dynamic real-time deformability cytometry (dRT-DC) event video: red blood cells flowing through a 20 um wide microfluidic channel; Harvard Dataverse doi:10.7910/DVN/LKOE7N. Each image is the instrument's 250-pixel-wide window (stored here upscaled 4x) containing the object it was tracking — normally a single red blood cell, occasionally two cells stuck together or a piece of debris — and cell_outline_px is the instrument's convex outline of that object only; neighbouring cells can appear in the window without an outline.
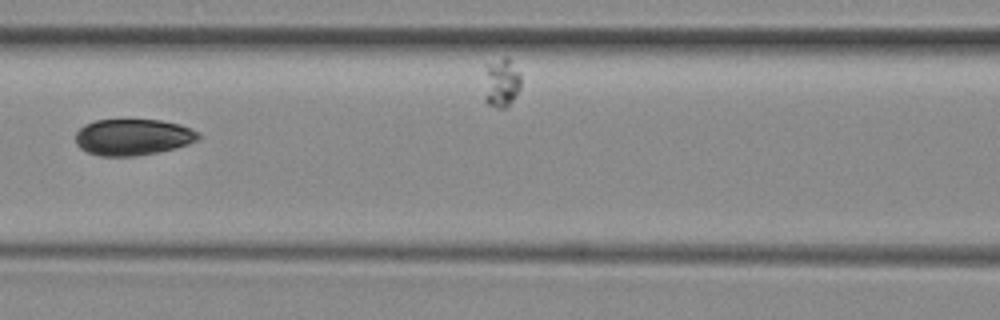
{"species": "common noctule bat (a hibernating species)", "species_latin": "Nyctalus noctula", "temperature_condition": "room temperature", "stored_images_in_passage": 6, "segment_of_instrument_passage": [1, 2], "camera_frame_rate_fps": 3000, "um_per_image_px": 0.085, "animal": {"sex": "female", "body_mass_g": 29.2, "forearm_length_mm": 56.3}, "frame": {"image": 1, "passage_image": 4, "time_ms": 3.333, "image_size_px": [1000, 320], "cell_outline_px": [[200, 136], [196, 140], [188, 144], [156, 152], [132, 156], [100, 156], [88, 152], [80, 148], [76, 144], [76, 132], [84, 124], [96, 120], [160, 120], [180, 124], [200, 132]], "centroid_in_image_um": [11.27, 11.64], "position_along_channel_um": 155.3, "area_um2": 25.84}}